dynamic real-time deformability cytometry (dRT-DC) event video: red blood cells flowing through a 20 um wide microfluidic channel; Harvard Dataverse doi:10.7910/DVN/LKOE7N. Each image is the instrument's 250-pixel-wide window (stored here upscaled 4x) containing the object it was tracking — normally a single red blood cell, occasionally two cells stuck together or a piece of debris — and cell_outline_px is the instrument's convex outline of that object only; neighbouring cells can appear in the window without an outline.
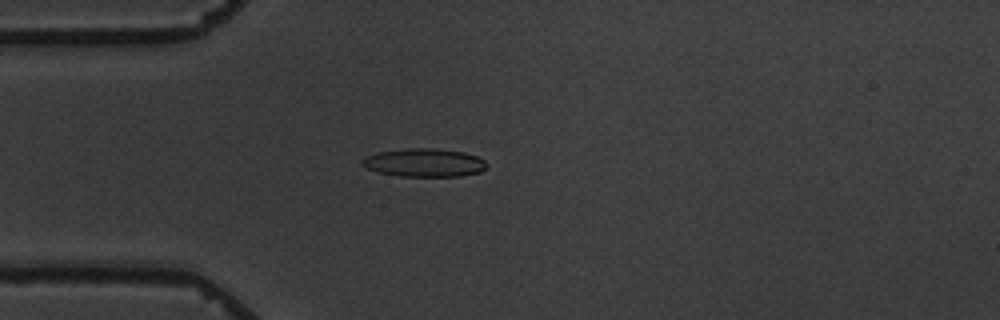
{"species": "common noctule bat (a hibernating species)", "species_latin": "Nyctalus noctula", "temperature_condition": "warm", "stored_images_in_passage": 7, "camera_frame_rate_fps": 3000, "um_per_image_px": 0.085, "animal": {"sex": "male", "body_mass_g": 19.5, "forearm_length_mm": 54.6}, "frame": {"image": 1, "passage_image": 7, "time_ms": 7.333, "image_size_px": [1000, 320], "cell_outline_px": [[488, 168], [480, 172], [460, 176], [400, 176], [380, 172], [368, 168], [360, 164], [360, 160], [364, 156], [376, 152], [408, 148], [432, 148], [464, 152], [476, 156], [484, 160], [488, 164]], "centroid_in_image_um": [36.06, 13.82], "position_along_channel_um": 48.9, "area_um2": 20.63}}